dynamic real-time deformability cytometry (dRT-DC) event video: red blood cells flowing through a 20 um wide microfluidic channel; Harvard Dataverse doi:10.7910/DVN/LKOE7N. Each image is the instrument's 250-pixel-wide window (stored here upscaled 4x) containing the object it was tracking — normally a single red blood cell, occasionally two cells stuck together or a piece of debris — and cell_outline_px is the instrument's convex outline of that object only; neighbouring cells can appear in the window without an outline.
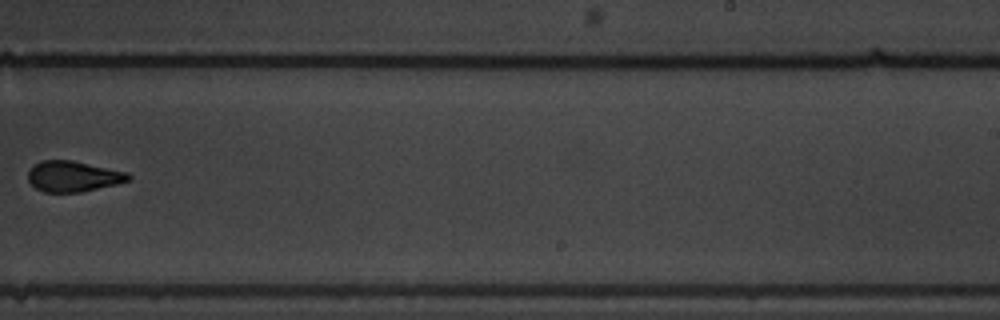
{"species": "common noctule bat (a hibernating species)", "species_latin": "Nyctalus noctula", "temperature_condition": "warm", "stored_images_in_passage": 11, "camera_frame_rate_fps": 3000, "um_per_image_px": 0.085, "animal": {"sex": "male", "body_mass_g": 19.5, "forearm_length_mm": 54.6}, "frame": {"image": 1, "passage_image": 10, "time_ms": 3.0, "image_size_px": [1000, 320], "cell_outline_px": [[132, 176], [128, 180], [116, 184], [80, 192], [44, 192], [36, 188], [28, 180], [28, 172], [40, 160], [72, 160], [128, 172]], "centroid_in_image_um": [6.22, 14.98], "position_along_channel_um": 282.8, "area_um2": 17.8}}
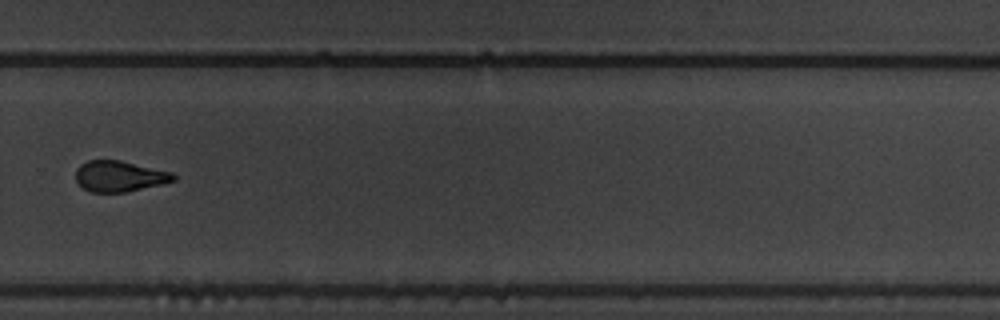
{"frame": {"image": 2, "passage_image": 11, "time_ms": 3.333, "image_size_px": [1000, 320], "cell_outline_px": [[176, 180], [128, 192], [92, 192], [84, 188], [76, 180], [76, 168], [80, 164], [88, 160], [120, 160], [172, 172], [176, 176]], "centroid_in_image_um": [10.15, 14.97], "position_along_channel_um": 319.6, "area_um2": 17.51}}